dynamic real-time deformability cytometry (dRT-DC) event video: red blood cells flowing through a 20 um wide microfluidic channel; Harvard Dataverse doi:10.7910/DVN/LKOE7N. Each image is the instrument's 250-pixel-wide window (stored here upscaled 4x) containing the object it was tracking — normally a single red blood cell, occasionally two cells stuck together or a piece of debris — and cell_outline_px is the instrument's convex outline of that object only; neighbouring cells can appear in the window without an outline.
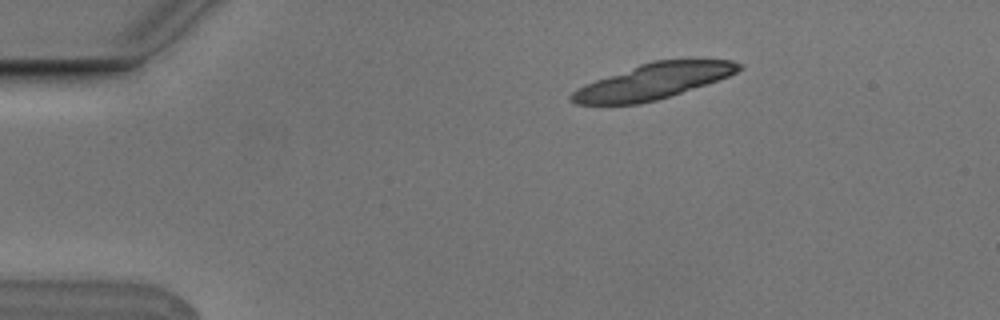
{"species": "Egyptian fruit bat (a non-hibernating species)", "species_latin": "Rousettus aegyptiacus", "temperature_condition": "cold", "stored_images_in_passage": 4, "camera_frame_rate_fps": 3000, "um_per_image_px": 0.085, "animal": {"sex": "male"}, "frame": {"image": 1, "passage_image": 2, "time_ms": 0.333, "image_size_px": [1000, 320], "cell_outline_px": [[744, 68], [728, 76], [656, 100], [636, 104], [576, 104], [568, 100], [568, 96], [572, 92], [584, 84], [640, 64], [652, 60], [732, 60], [744, 64]], "centroid_in_image_um": [55.48, 6.91], "position_along_channel_um": 29.5, "area_um2": 34.1}}